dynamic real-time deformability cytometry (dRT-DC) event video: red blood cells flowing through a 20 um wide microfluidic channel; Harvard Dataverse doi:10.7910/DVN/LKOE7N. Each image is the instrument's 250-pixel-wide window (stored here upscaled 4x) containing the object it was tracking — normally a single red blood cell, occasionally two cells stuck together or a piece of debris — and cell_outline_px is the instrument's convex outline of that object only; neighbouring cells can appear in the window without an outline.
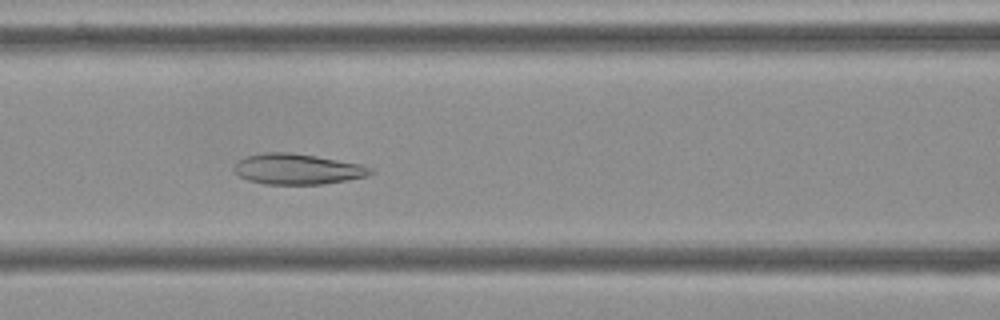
{"species": "Egyptian fruit bat (a non-hibernating species)", "species_latin": "Rousettus aegyptiacus", "temperature_condition": "cold", "stored_images_in_passage": 39, "camera_frame_rate_fps": 3000, "um_per_image_px": 0.085, "frame": {"image": 1, "passage_image": 7, "time_ms": 2.0, "image_size_px": [1000, 320], "cell_outline_px": [[376, 172], [364, 176], [324, 184], [264, 184], [248, 180], [240, 176], [232, 168], [240, 160], [248, 156], [264, 152], [288, 152], [316, 156], [364, 164], [372, 168]], "centroid_in_image_um": [25.31, 14.37], "position_along_channel_um": 141.3, "area_um2": 24.22}}
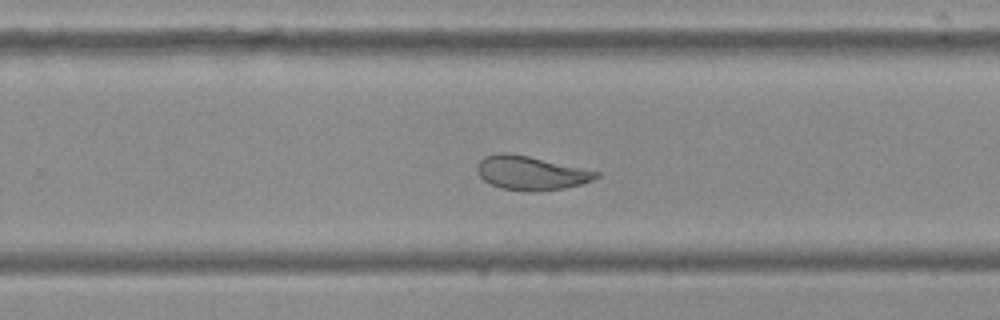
{"frame": {"image": 2, "passage_image": 19, "time_ms": 6.0, "image_size_px": [1000, 320], "cell_outline_px": [[600, 176], [592, 180], [580, 184], [564, 188], [540, 192], [532, 192], [504, 188], [492, 184], [484, 180], [476, 172], [476, 164], [484, 156], [496, 152], [508, 152], [528, 156], [600, 172]], "centroid_in_image_um": [45.09, 14.69], "position_along_channel_um": 284.7, "area_um2": 23.52}}
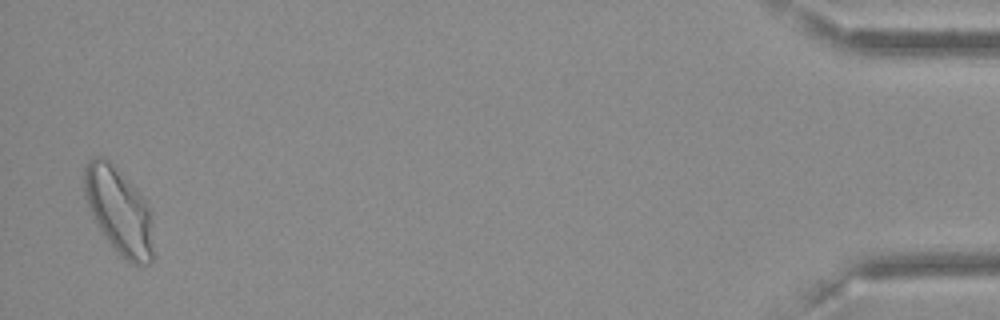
{"frame": {"image": 3, "passage_image": 38, "time_ms": 12.333, "image_size_px": [1000, 320], "cell_outline_px": [[152, 264], [132, 264], [124, 260], [120, 256], [104, 236], [84, 196], [84, 168], [88, 160], [92, 156], [104, 156], [136, 188], [144, 200], [152, 216]], "centroid_in_image_um": [10.11, 17.92], "position_along_channel_um": 425.1, "area_um2": 34.56}, "authors_computed_cell_mechanics": {"area_um2": 24.7962, "velocity_mm_per_s": 3.5912, "shape_relaxation_time_tau1_ms": 11.3183, "shape_relaxation_time_tau2_ms": 1.3986, "deformation_change_tau1": 0.1948, "deformation_change_tau2": 0.0542}}